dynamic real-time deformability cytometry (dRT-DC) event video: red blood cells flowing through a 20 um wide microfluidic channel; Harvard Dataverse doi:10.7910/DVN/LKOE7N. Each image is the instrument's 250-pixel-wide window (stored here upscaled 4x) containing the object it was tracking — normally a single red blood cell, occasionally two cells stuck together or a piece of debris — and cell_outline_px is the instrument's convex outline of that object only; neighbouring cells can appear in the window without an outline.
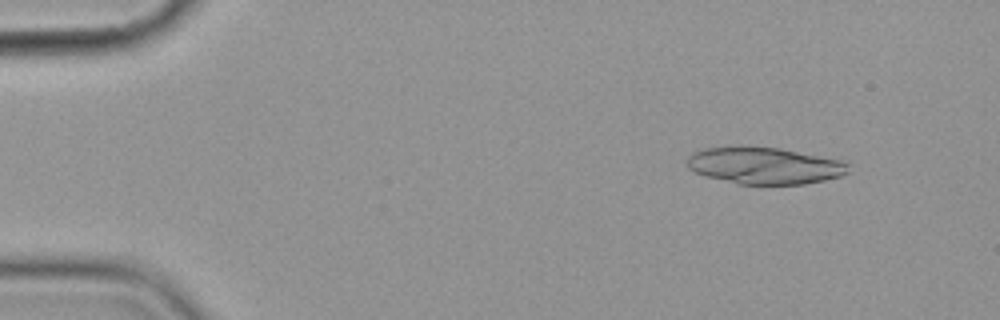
{"species": "common noctule bat (a hibernating species)", "species_latin": "Nyctalus noctula", "temperature_condition": "cold", "stored_images_in_passage": 5, "camera_frame_rate_fps": 3000, "um_per_image_px": 0.085, "animal": {"sex": "female", "body_mass_g": 19.9}, "frame": {"image": 1, "passage_image": 1, "time_ms": 0.0, "image_size_px": [1000, 320], "cell_outline_px": [[848, 172], [840, 176], [824, 180], [804, 184], [740, 184], [704, 176], [688, 168], [688, 156], [692, 152], [704, 148], [780, 148], [848, 160]], "centroid_in_image_um": [65.05, 14.09], "position_along_channel_um": 19.9, "area_um2": 34.33}}